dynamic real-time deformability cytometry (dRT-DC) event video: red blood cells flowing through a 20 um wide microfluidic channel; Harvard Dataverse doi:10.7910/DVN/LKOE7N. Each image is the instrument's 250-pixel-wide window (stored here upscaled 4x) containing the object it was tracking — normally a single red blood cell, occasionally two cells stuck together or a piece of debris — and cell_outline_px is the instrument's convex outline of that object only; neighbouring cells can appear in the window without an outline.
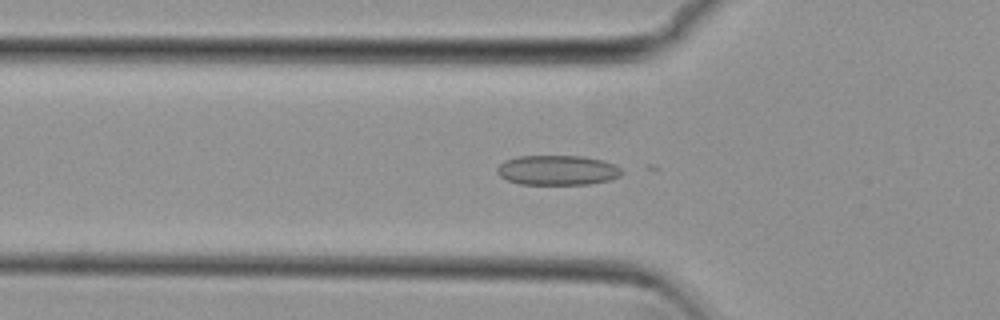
{"species": "common noctule bat (a hibernating species)", "species_latin": "Nyctalus noctula", "temperature_condition": "cold", "stored_images_in_passage": 52, "camera_frame_rate_fps": 3000, "um_per_image_px": 0.085, "animal": {"sex": "female", "body_mass_g": 29.2, "forearm_length_mm": 56.3}, "frame": {"image": 1, "passage_image": 17, "time_ms": 5.333, "image_size_px": [1000, 320], "cell_outline_px": [[624, 172], [620, 176], [608, 180], [588, 184], [520, 184], [508, 180], [500, 176], [496, 172], [496, 168], [504, 160], [520, 156], [580, 156], [600, 160], [612, 164], [620, 168]], "centroid_in_image_um": [47.35, 14.47], "position_along_channel_um": 78.5, "area_um2": 21.5}}
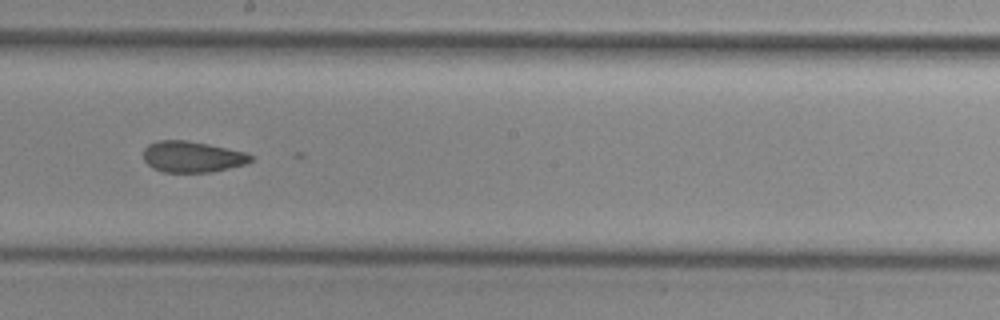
{"frame": {"image": 2, "passage_image": 29, "time_ms": 9.333, "image_size_px": [1000, 320], "cell_outline_px": [[252, 160], [248, 164], [212, 172], [164, 172], [152, 168], [144, 160], [144, 148], [148, 144], [156, 140], [184, 140], [208, 144], [244, 152], [252, 156]], "centroid_in_image_um": [16.33, 13.33], "position_along_channel_um": 231.9, "area_um2": 19.48}}
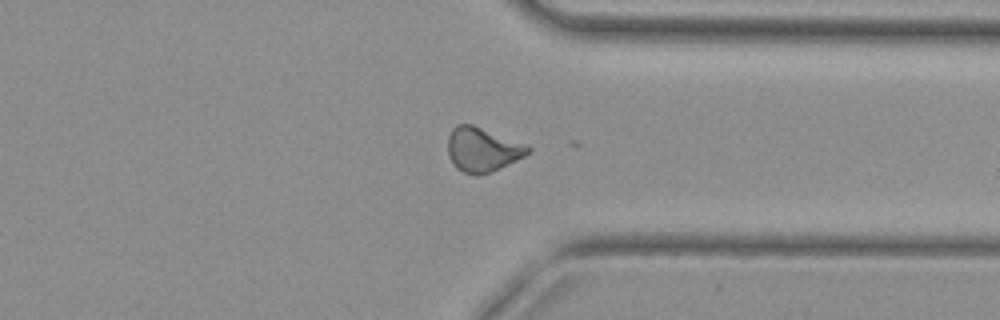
{"frame": {"image": 3, "passage_image": 40, "time_ms": 13.0, "image_size_px": [1000, 320], "cell_outline_px": [[532, 152], [500, 168], [476, 176], [464, 172], [456, 168], [452, 164], [448, 156], [448, 136], [452, 128], [456, 124], [472, 124], [528, 144], [532, 148]], "centroid_in_image_um": [41.02, 12.7], "position_along_channel_um": 370.4, "area_um2": 20.92}, "authors_computed_cell_mechanics": {"area_um2": 21.2415, "velocity_mm_per_s": 3.8201, "shape_relaxation_time_tau1_ms": null, "shape_relaxation_time_tau2_ms": 2.4751, "deformation_change_tau1": null, "deformation_change_tau2": 0.075}}